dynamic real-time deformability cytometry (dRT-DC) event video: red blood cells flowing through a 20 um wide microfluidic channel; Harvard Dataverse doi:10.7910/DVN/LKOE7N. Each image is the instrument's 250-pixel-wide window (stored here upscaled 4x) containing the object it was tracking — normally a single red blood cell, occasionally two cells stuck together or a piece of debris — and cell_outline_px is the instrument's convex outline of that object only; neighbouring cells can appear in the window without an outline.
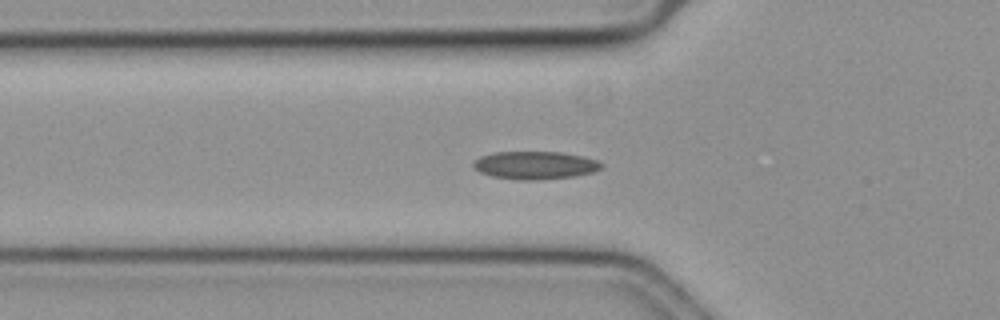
{"species": "common noctule bat (a hibernating species)", "species_latin": "Nyctalus noctula", "temperature_condition": "cold", "stored_images_in_passage": 39, "camera_frame_rate_fps": 3000, "um_per_image_px": 0.085, "animal": {"sex": "female", "body_mass_g": 19.3, "forearm_length_mm": 54.1}, "frame": {"image": 1, "passage_image": 2, "time_ms": 0.333, "image_size_px": [1000, 320], "cell_outline_px": [[604, 168], [596, 172], [572, 176], [536, 180], [520, 180], [492, 176], [480, 172], [472, 164], [480, 156], [496, 152], [560, 152], [580, 156], [596, 160], [604, 164]], "centroid_in_image_um": [45.52, 14.05], "position_along_channel_um": 80.3, "area_um2": 20.69}}
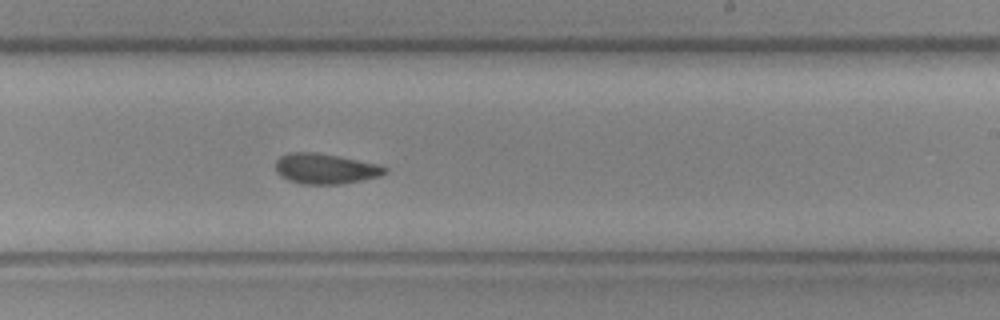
{"frame": {"image": 2, "passage_image": 17, "time_ms": 5.333, "image_size_px": [1000, 320], "cell_outline_px": [[388, 172], [380, 176], [340, 184], [300, 184], [288, 180], [280, 176], [276, 172], [276, 160], [280, 156], [288, 152], [316, 152], [380, 164], [388, 168]], "centroid_in_image_um": [27.64, 14.33], "position_along_channel_um": 261.4, "area_um2": 19.48}}
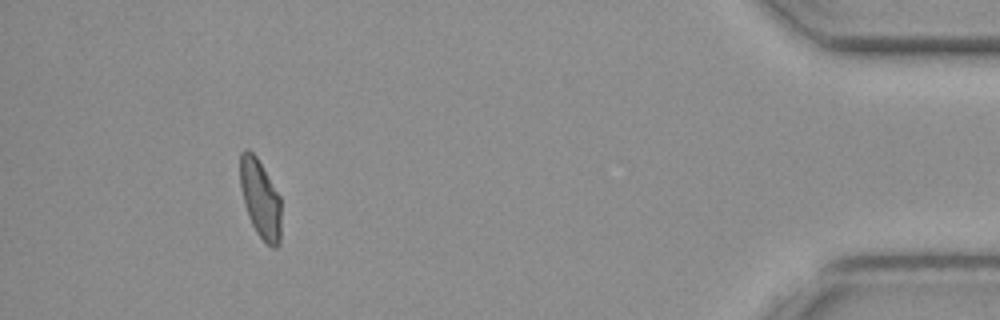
{"frame": {"image": 3, "passage_image": 35, "time_ms": 11.333, "image_size_px": [1000, 320], "cell_outline_px": [[280, 244], [276, 248], [272, 248], [256, 232], [248, 216], [244, 204], [240, 184], [240, 152], [244, 148], [248, 148], [256, 156], [280, 196]], "centroid_in_image_um": [22.11, 16.88], "position_along_channel_um": 413.1, "area_um2": 18.73}, "authors_computed_cell_mechanics": {"area_um2": 19.2474, "velocity_mm_per_s": 3.6185, "shape_relaxation_time_tau1_ms": 6.0633, "shape_relaxation_time_tau2_ms": 2.4696, "deformation_change_tau1": 0.1437, "deformation_change_tau2": 0.0771}}